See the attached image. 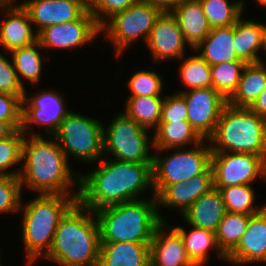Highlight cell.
I'll return each instance as SVG.
<instances>
[{
	"mask_svg": "<svg viewBox=\"0 0 266 266\" xmlns=\"http://www.w3.org/2000/svg\"><path fill=\"white\" fill-rule=\"evenodd\" d=\"M265 87V61L247 64L242 72L237 89L227 100V104L236 108H249Z\"/></svg>",
	"mask_w": 266,
	"mask_h": 266,
	"instance_id": "484cf974",
	"label": "cell"
},
{
	"mask_svg": "<svg viewBox=\"0 0 266 266\" xmlns=\"http://www.w3.org/2000/svg\"><path fill=\"white\" fill-rule=\"evenodd\" d=\"M234 25L211 28L209 34L194 48L210 66L219 63L241 61L234 48Z\"/></svg>",
	"mask_w": 266,
	"mask_h": 266,
	"instance_id": "d4e9b609",
	"label": "cell"
},
{
	"mask_svg": "<svg viewBox=\"0 0 266 266\" xmlns=\"http://www.w3.org/2000/svg\"><path fill=\"white\" fill-rule=\"evenodd\" d=\"M257 2L258 5H260L261 7L263 6V8H266V0H255Z\"/></svg>",
	"mask_w": 266,
	"mask_h": 266,
	"instance_id": "bcb514c9",
	"label": "cell"
},
{
	"mask_svg": "<svg viewBox=\"0 0 266 266\" xmlns=\"http://www.w3.org/2000/svg\"><path fill=\"white\" fill-rule=\"evenodd\" d=\"M0 52V93H7L24 99L26 88L19 81L11 56ZM11 59V60H10Z\"/></svg>",
	"mask_w": 266,
	"mask_h": 266,
	"instance_id": "f35d334b",
	"label": "cell"
},
{
	"mask_svg": "<svg viewBox=\"0 0 266 266\" xmlns=\"http://www.w3.org/2000/svg\"><path fill=\"white\" fill-rule=\"evenodd\" d=\"M0 120L7 121L15 130L22 127V100L15 95L0 93Z\"/></svg>",
	"mask_w": 266,
	"mask_h": 266,
	"instance_id": "b9f144b4",
	"label": "cell"
},
{
	"mask_svg": "<svg viewBox=\"0 0 266 266\" xmlns=\"http://www.w3.org/2000/svg\"><path fill=\"white\" fill-rule=\"evenodd\" d=\"M205 17L211 28L228 27L236 24L244 12L243 0H200Z\"/></svg>",
	"mask_w": 266,
	"mask_h": 266,
	"instance_id": "4dcf8cb0",
	"label": "cell"
},
{
	"mask_svg": "<svg viewBox=\"0 0 266 266\" xmlns=\"http://www.w3.org/2000/svg\"><path fill=\"white\" fill-rule=\"evenodd\" d=\"M103 126V157L134 163H153V137L123 112ZM151 141V142H150ZM150 144V145H149ZM152 154V155H151Z\"/></svg>",
	"mask_w": 266,
	"mask_h": 266,
	"instance_id": "ba28073f",
	"label": "cell"
},
{
	"mask_svg": "<svg viewBox=\"0 0 266 266\" xmlns=\"http://www.w3.org/2000/svg\"><path fill=\"white\" fill-rule=\"evenodd\" d=\"M94 170L80 173L78 202L97 211L123 202L143 199L153 190V163H134L103 157Z\"/></svg>",
	"mask_w": 266,
	"mask_h": 266,
	"instance_id": "6da1fadb",
	"label": "cell"
},
{
	"mask_svg": "<svg viewBox=\"0 0 266 266\" xmlns=\"http://www.w3.org/2000/svg\"><path fill=\"white\" fill-rule=\"evenodd\" d=\"M173 121H188L185 97L178 92L172 95L167 94L162 104L160 123H172Z\"/></svg>",
	"mask_w": 266,
	"mask_h": 266,
	"instance_id": "60d3db41",
	"label": "cell"
},
{
	"mask_svg": "<svg viewBox=\"0 0 266 266\" xmlns=\"http://www.w3.org/2000/svg\"><path fill=\"white\" fill-rule=\"evenodd\" d=\"M25 92L22 100V127L21 131L26 135H42L31 131L32 124L39 127L44 126V133L48 136L58 130L60 123L71 110L66 108L63 95L52 90H42L29 96ZM30 130V131H29ZM30 132V133H29ZM29 133V134H28Z\"/></svg>",
	"mask_w": 266,
	"mask_h": 266,
	"instance_id": "7c38bea8",
	"label": "cell"
},
{
	"mask_svg": "<svg viewBox=\"0 0 266 266\" xmlns=\"http://www.w3.org/2000/svg\"><path fill=\"white\" fill-rule=\"evenodd\" d=\"M242 17L234 24V51L246 64L262 62L257 52L264 51V24Z\"/></svg>",
	"mask_w": 266,
	"mask_h": 266,
	"instance_id": "cb8c5ba5",
	"label": "cell"
},
{
	"mask_svg": "<svg viewBox=\"0 0 266 266\" xmlns=\"http://www.w3.org/2000/svg\"><path fill=\"white\" fill-rule=\"evenodd\" d=\"M185 57L186 55L180 59L182 64L179 66V76L184 86L186 85L189 89H181L178 93L192 89L212 87L210 65L198 53L187 58Z\"/></svg>",
	"mask_w": 266,
	"mask_h": 266,
	"instance_id": "836d02e7",
	"label": "cell"
},
{
	"mask_svg": "<svg viewBox=\"0 0 266 266\" xmlns=\"http://www.w3.org/2000/svg\"><path fill=\"white\" fill-rule=\"evenodd\" d=\"M157 197L115 204L95 211L100 242L150 243L165 221L159 214Z\"/></svg>",
	"mask_w": 266,
	"mask_h": 266,
	"instance_id": "277c9868",
	"label": "cell"
},
{
	"mask_svg": "<svg viewBox=\"0 0 266 266\" xmlns=\"http://www.w3.org/2000/svg\"><path fill=\"white\" fill-rule=\"evenodd\" d=\"M205 142L212 152L253 153L266 161V120L249 108L227 104Z\"/></svg>",
	"mask_w": 266,
	"mask_h": 266,
	"instance_id": "8992f818",
	"label": "cell"
},
{
	"mask_svg": "<svg viewBox=\"0 0 266 266\" xmlns=\"http://www.w3.org/2000/svg\"><path fill=\"white\" fill-rule=\"evenodd\" d=\"M249 215L226 212L216 231L219 248L227 256L240 242L249 222Z\"/></svg>",
	"mask_w": 266,
	"mask_h": 266,
	"instance_id": "1f68e13d",
	"label": "cell"
},
{
	"mask_svg": "<svg viewBox=\"0 0 266 266\" xmlns=\"http://www.w3.org/2000/svg\"><path fill=\"white\" fill-rule=\"evenodd\" d=\"M171 13L177 19L184 39L191 50H194L211 31L200 0H182Z\"/></svg>",
	"mask_w": 266,
	"mask_h": 266,
	"instance_id": "603a6c76",
	"label": "cell"
},
{
	"mask_svg": "<svg viewBox=\"0 0 266 266\" xmlns=\"http://www.w3.org/2000/svg\"><path fill=\"white\" fill-rule=\"evenodd\" d=\"M150 243L100 242L98 266H149Z\"/></svg>",
	"mask_w": 266,
	"mask_h": 266,
	"instance_id": "7402d4cb",
	"label": "cell"
},
{
	"mask_svg": "<svg viewBox=\"0 0 266 266\" xmlns=\"http://www.w3.org/2000/svg\"><path fill=\"white\" fill-rule=\"evenodd\" d=\"M14 131L15 129L7 121L0 120V139L7 138Z\"/></svg>",
	"mask_w": 266,
	"mask_h": 266,
	"instance_id": "f6af8a7d",
	"label": "cell"
},
{
	"mask_svg": "<svg viewBox=\"0 0 266 266\" xmlns=\"http://www.w3.org/2000/svg\"><path fill=\"white\" fill-rule=\"evenodd\" d=\"M225 214L222 194L219 189L212 188L197 199L181 217L189 225L216 233Z\"/></svg>",
	"mask_w": 266,
	"mask_h": 266,
	"instance_id": "44dd1931",
	"label": "cell"
},
{
	"mask_svg": "<svg viewBox=\"0 0 266 266\" xmlns=\"http://www.w3.org/2000/svg\"><path fill=\"white\" fill-rule=\"evenodd\" d=\"M27 137H24L22 163L18 168L21 188L25 185L38 194L79 195L80 174L72 170L74 168L55 138ZM71 186H76L77 192L71 190Z\"/></svg>",
	"mask_w": 266,
	"mask_h": 266,
	"instance_id": "7a4b0ae2",
	"label": "cell"
},
{
	"mask_svg": "<svg viewBox=\"0 0 266 266\" xmlns=\"http://www.w3.org/2000/svg\"><path fill=\"white\" fill-rule=\"evenodd\" d=\"M249 109L266 120V87L249 107Z\"/></svg>",
	"mask_w": 266,
	"mask_h": 266,
	"instance_id": "7bdbcfd3",
	"label": "cell"
},
{
	"mask_svg": "<svg viewBox=\"0 0 266 266\" xmlns=\"http://www.w3.org/2000/svg\"><path fill=\"white\" fill-rule=\"evenodd\" d=\"M204 265H206V263H194V262H192L188 266H204Z\"/></svg>",
	"mask_w": 266,
	"mask_h": 266,
	"instance_id": "c3c4849f",
	"label": "cell"
},
{
	"mask_svg": "<svg viewBox=\"0 0 266 266\" xmlns=\"http://www.w3.org/2000/svg\"><path fill=\"white\" fill-rule=\"evenodd\" d=\"M246 65L243 61H232L210 66L212 87L228 100L237 89Z\"/></svg>",
	"mask_w": 266,
	"mask_h": 266,
	"instance_id": "e575fe53",
	"label": "cell"
},
{
	"mask_svg": "<svg viewBox=\"0 0 266 266\" xmlns=\"http://www.w3.org/2000/svg\"><path fill=\"white\" fill-rule=\"evenodd\" d=\"M103 126L97 118L70 111L53 137L67 160L73 157L80 162L94 164L103 158Z\"/></svg>",
	"mask_w": 266,
	"mask_h": 266,
	"instance_id": "9c48e42d",
	"label": "cell"
},
{
	"mask_svg": "<svg viewBox=\"0 0 266 266\" xmlns=\"http://www.w3.org/2000/svg\"><path fill=\"white\" fill-rule=\"evenodd\" d=\"M79 195L38 194L25 205L21 203L22 242L26 264L34 265L51 249L61 219L78 202ZM23 205V206H22Z\"/></svg>",
	"mask_w": 266,
	"mask_h": 266,
	"instance_id": "5b68a950",
	"label": "cell"
},
{
	"mask_svg": "<svg viewBox=\"0 0 266 266\" xmlns=\"http://www.w3.org/2000/svg\"><path fill=\"white\" fill-rule=\"evenodd\" d=\"M214 188L252 185L257 178L266 181V161L253 153L212 152Z\"/></svg>",
	"mask_w": 266,
	"mask_h": 266,
	"instance_id": "8fae6325",
	"label": "cell"
},
{
	"mask_svg": "<svg viewBox=\"0 0 266 266\" xmlns=\"http://www.w3.org/2000/svg\"><path fill=\"white\" fill-rule=\"evenodd\" d=\"M101 34L100 26L88 10L80 19L48 26L38 33L44 49L72 50L93 42Z\"/></svg>",
	"mask_w": 266,
	"mask_h": 266,
	"instance_id": "4fadbf2b",
	"label": "cell"
},
{
	"mask_svg": "<svg viewBox=\"0 0 266 266\" xmlns=\"http://www.w3.org/2000/svg\"><path fill=\"white\" fill-rule=\"evenodd\" d=\"M141 1L143 0H89V10L101 27L116 13L122 12Z\"/></svg>",
	"mask_w": 266,
	"mask_h": 266,
	"instance_id": "ab89813d",
	"label": "cell"
},
{
	"mask_svg": "<svg viewBox=\"0 0 266 266\" xmlns=\"http://www.w3.org/2000/svg\"><path fill=\"white\" fill-rule=\"evenodd\" d=\"M163 76L155 70H138L128 78L127 87L131 93L128 97L137 96H162Z\"/></svg>",
	"mask_w": 266,
	"mask_h": 266,
	"instance_id": "8d00e7d4",
	"label": "cell"
},
{
	"mask_svg": "<svg viewBox=\"0 0 266 266\" xmlns=\"http://www.w3.org/2000/svg\"><path fill=\"white\" fill-rule=\"evenodd\" d=\"M99 248L96 215L77 202L61 219L51 249L43 259L61 266H98Z\"/></svg>",
	"mask_w": 266,
	"mask_h": 266,
	"instance_id": "3957f363",
	"label": "cell"
},
{
	"mask_svg": "<svg viewBox=\"0 0 266 266\" xmlns=\"http://www.w3.org/2000/svg\"><path fill=\"white\" fill-rule=\"evenodd\" d=\"M187 43L178 25L177 19L171 12H162L156 19L146 42L155 63L160 60L181 59L186 55Z\"/></svg>",
	"mask_w": 266,
	"mask_h": 266,
	"instance_id": "2e32d148",
	"label": "cell"
},
{
	"mask_svg": "<svg viewBox=\"0 0 266 266\" xmlns=\"http://www.w3.org/2000/svg\"><path fill=\"white\" fill-rule=\"evenodd\" d=\"M24 137L21 129H16L7 138L0 139V176H19L20 171L10 170L22 162Z\"/></svg>",
	"mask_w": 266,
	"mask_h": 266,
	"instance_id": "d590c367",
	"label": "cell"
},
{
	"mask_svg": "<svg viewBox=\"0 0 266 266\" xmlns=\"http://www.w3.org/2000/svg\"><path fill=\"white\" fill-rule=\"evenodd\" d=\"M0 9H3L6 17L0 22V45L5 52L10 53L38 41V33L20 2H0Z\"/></svg>",
	"mask_w": 266,
	"mask_h": 266,
	"instance_id": "e0dca14e",
	"label": "cell"
},
{
	"mask_svg": "<svg viewBox=\"0 0 266 266\" xmlns=\"http://www.w3.org/2000/svg\"><path fill=\"white\" fill-rule=\"evenodd\" d=\"M163 101V96L127 97L125 111L122 112L139 125L154 131L161 120Z\"/></svg>",
	"mask_w": 266,
	"mask_h": 266,
	"instance_id": "f546056e",
	"label": "cell"
},
{
	"mask_svg": "<svg viewBox=\"0 0 266 266\" xmlns=\"http://www.w3.org/2000/svg\"><path fill=\"white\" fill-rule=\"evenodd\" d=\"M212 188H214V180L210 166L204 173L194 176L187 182L168 185L157 196L158 207L178 208L182 215L197 199Z\"/></svg>",
	"mask_w": 266,
	"mask_h": 266,
	"instance_id": "ffe728a7",
	"label": "cell"
},
{
	"mask_svg": "<svg viewBox=\"0 0 266 266\" xmlns=\"http://www.w3.org/2000/svg\"><path fill=\"white\" fill-rule=\"evenodd\" d=\"M159 8L162 12H171L182 0H145Z\"/></svg>",
	"mask_w": 266,
	"mask_h": 266,
	"instance_id": "ee69618b",
	"label": "cell"
},
{
	"mask_svg": "<svg viewBox=\"0 0 266 266\" xmlns=\"http://www.w3.org/2000/svg\"><path fill=\"white\" fill-rule=\"evenodd\" d=\"M154 149L186 148L201 143L204 139L188 121L159 123L153 135ZM193 144V145H192Z\"/></svg>",
	"mask_w": 266,
	"mask_h": 266,
	"instance_id": "83f0119b",
	"label": "cell"
},
{
	"mask_svg": "<svg viewBox=\"0 0 266 266\" xmlns=\"http://www.w3.org/2000/svg\"><path fill=\"white\" fill-rule=\"evenodd\" d=\"M161 13L159 8L143 0L113 15L100 29L105 39L114 46L115 55L120 57L139 38L146 44L155 21Z\"/></svg>",
	"mask_w": 266,
	"mask_h": 266,
	"instance_id": "30bf717a",
	"label": "cell"
},
{
	"mask_svg": "<svg viewBox=\"0 0 266 266\" xmlns=\"http://www.w3.org/2000/svg\"><path fill=\"white\" fill-rule=\"evenodd\" d=\"M226 262L235 266L266 263V207L249 217L246 232L226 256Z\"/></svg>",
	"mask_w": 266,
	"mask_h": 266,
	"instance_id": "ac0fdd59",
	"label": "cell"
},
{
	"mask_svg": "<svg viewBox=\"0 0 266 266\" xmlns=\"http://www.w3.org/2000/svg\"><path fill=\"white\" fill-rule=\"evenodd\" d=\"M191 230L188 232L183 226L174 228L180 233L188 258L194 263H207L210 258L209 250L215 251L217 257L226 262V255L218 246L216 233L189 225Z\"/></svg>",
	"mask_w": 266,
	"mask_h": 266,
	"instance_id": "4316f807",
	"label": "cell"
},
{
	"mask_svg": "<svg viewBox=\"0 0 266 266\" xmlns=\"http://www.w3.org/2000/svg\"><path fill=\"white\" fill-rule=\"evenodd\" d=\"M181 94L185 97L188 122L207 140L215 131L227 100L213 87L187 90Z\"/></svg>",
	"mask_w": 266,
	"mask_h": 266,
	"instance_id": "5bb4252c",
	"label": "cell"
},
{
	"mask_svg": "<svg viewBox=\"0 0 266 266\" xmlns=\"http://www.w3.org/2000/svg\"><path fill=\"white\" fill-rule=\"evenodd\" d=\"M22 188L18 176H0V214L20 212Z\"/></svg>",
	"mask_w": 266,
	"mask_h": 266,
	"instance_id": "74e56055",
	"label": "cell"
},
{
	"mask_svg": "<svg viewBox=\"0 0 266 266\" xmlns=\"http://www.w3.org/2000/svg\"><path fill=\"white\" fill-rule=\"evenodd\" d=\"M226 212L254 215L266 207L255 205V190L252 185L229 186L220 189Z\"/></svg>",
	"mask_w": 266,
	"mask_h": 266,
	"instance_id": "d6a6232c",
	"label": "cell"
},
{
	"mask_svg": "<svg viewBox=\"0 0 266 266\" xmlns=\"http://www.w3.org/2000/svg\"><path fill=\"white\" fill-rule=\"evenodd\" d=\"M20 3L36 25L37 33L51 25L80 19L89 10V0H25Z\"/></svg>",
	"mask_w": 266,
	"mask_h": 266,
	"instance_id": "9a60e30c",
	"label": "cell"
},
{
	"mask_svg": "<svg viewBox=\"0 0 266 266\" xmlns=\"http://www.w3.org/2000/svg\"><path fill=\"white\" fill-rule=\"evenodd\" d=\"M10 1H14V0H0V2H10Z\"/></svg>",
	"mask_w": 266,
	"mask_h": 266,
	"instance_id": "681fc988",
	"label": "cell"
},
{
	"mask_svg": "<svg viewBox=\"0 0 266 266\" xmlns=\"http://www.w3.org/2000/svg\"><path fill=\"white\" fill-rule=\"evenodd\" d=\"M43 49L37 41L31 45L18 48L10 52V56L18 75L19 81L24 87V81L30 82L32 86L37 87L41 81V70L43 69V60L45 55L39 53ZM23 79V80H22ZM34 84V85H33Z\"/></svg>",
	"mask_w": 266,
	"mask_h": 266,
	"instance_id": "f1b7e54d",
	"label": "cell"
},
{
	"mask_svg": "<svg viewBox=\"0 0 266 266\" xmlns=\"http://www.w3.org/2000/svg\"><path fill=\"white\" fill-rule=\"evenodd\" d=\"M191 263L180 233L166 220L163 221L150 242V265L188 266Z\"/></svg>",
	"mask_w": 266,
	"mask_h": 266,
	"instance_id": "d6986e66",
	"label": "cell"
},
{
	"mask_svg": "<svg viewBox=\"0 0 266 266\" xmlns=\"http://www.w3.org/2000/svg\"><path fill=\"white\" fill-rule=\"evenodd\" d=\"M205 139L190 149H155L153 152V191L157 197L168 185L187 182L194 176L204 173L211 166L212 150ZM204 145V146H203ZM182 149V150H181ZM174 153H167L172 151ZM166 151L163 156L158 153Z\"/></svg>",
	"mask_w": 266,
	"mask_h": 266,
	"instance_id": "52a82bcc",
	"label": "cell"
},
{
	"mask_svg": "<svg viewBox=\"0 0 266 266\" xmlns=\"http://www.w3.org/2000/svg\"><path fill=\"white\" fill-rule=\"evenodd\" d=\"M264 52L266 54V24L264 25V51L263 53Z\"/></svg>",
	"mask_w": 266,
	"mask_h": 266,
	"instance_id": "7dc6e473",
	"label": "cell"
}]
</instances>
